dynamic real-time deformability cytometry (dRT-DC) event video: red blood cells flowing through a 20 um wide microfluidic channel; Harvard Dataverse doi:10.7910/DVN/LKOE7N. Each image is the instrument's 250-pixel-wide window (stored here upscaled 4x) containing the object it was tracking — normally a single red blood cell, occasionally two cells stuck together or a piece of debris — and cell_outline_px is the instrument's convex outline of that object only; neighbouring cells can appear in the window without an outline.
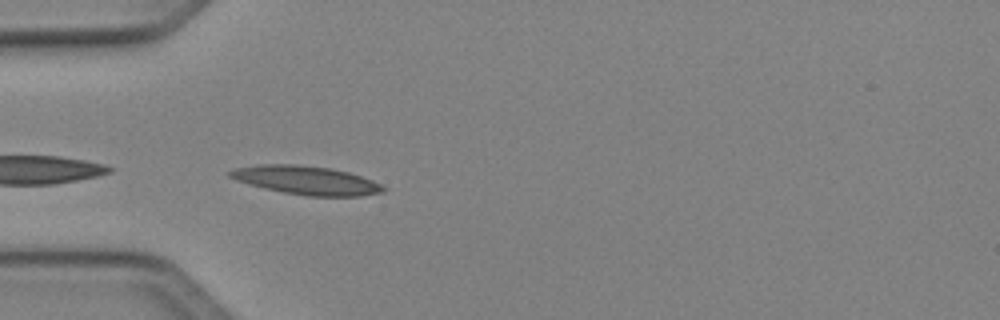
{"species": "Egyptian fruit bat (a non-hibernating species)", "species_latin": "Rousettus aegyptiacus", "temperature_condition": "cold", "stored_images_in_passage": 7, "camera_frame_rate_fps": 3000, "um_per_image_px": 0.085, "animal": {"sex": "female"}, "frame": {"image": 1, "passage_image": 1, "time_ms": 0.0, "image_size_px": [1000, 320], "cell_outline_px": [[388, 188], [384, 192], [360, 196], [308, 196], [284, 192], [264, 188], [236, 180], [228, 176], [228, 172], [236, 168], [256, 164], [296, 164], [332, 168], [348, 172], [372, 180]], "centroid_in_image_um": [26.05, 15.32], "position_along_channel_um": 59.0, "area_um2": 25.55}}
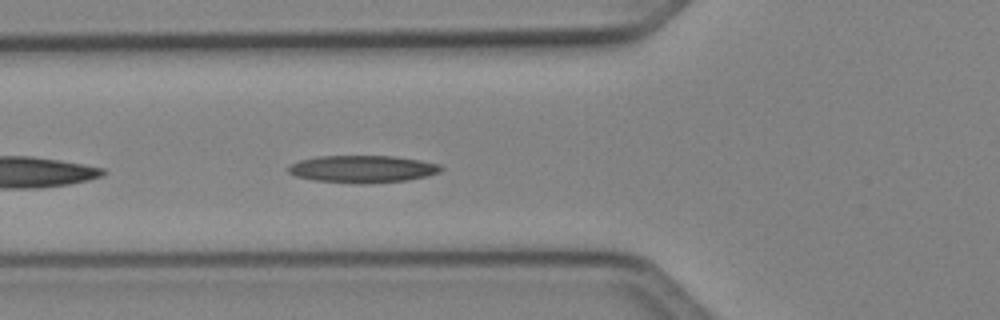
{"frame": {"image": 2, "passage_image": 4, "time_ms": 1.0, "image_size_px": [1000, 320], "cell_outline_px": [[444, 168], [440, 172], [428, 176], [408, 180], [364, 184], [360, 184], [312, 180], [296, 176], [288, 172], [288, 168], [292, 164], [300, 160], [316, 156], [392, 156], [420, 160], [440, 164]], "centroid_in_image_um": [30.84, 14.37], "position_along_channel_um": 95.0, "area_um2": 24.39}}